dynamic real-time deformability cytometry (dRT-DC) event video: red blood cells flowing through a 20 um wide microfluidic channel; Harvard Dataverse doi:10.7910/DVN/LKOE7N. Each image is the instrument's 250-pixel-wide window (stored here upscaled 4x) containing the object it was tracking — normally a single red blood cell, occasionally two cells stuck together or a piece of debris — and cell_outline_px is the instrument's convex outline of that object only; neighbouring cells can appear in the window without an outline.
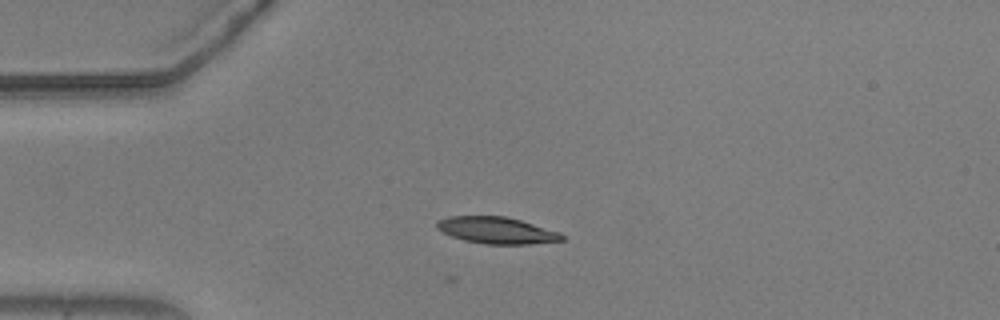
{"species": "common noctule bat (a hibernating species)", "species_latin": "Nyctalus noctula", "temperature_condition": "warm", "stored_images_in_passage": 32, "camera_frame_rate_fps": 3000, "um_per_image_px": 0.085, "animal": {"sex": "male", "body_mass_g": 20.5, "forearm_length_mm": 52.5}, "frame": {"image": 1, "passage_image": 1, "time_ms": 0.0, "image_size_px": [1000, 320], "cell_outline_px": [[564, 240], [528, 244], [484, 244], [464, 240], [452, 236], [436, 228], [436, 220], [448, 216], [504, 216], [520, 220], [560, 232], [564, 236]], "centroid_in_image_um": [42.19, 19.57], "position_along_channel_um": 42.8, "area_um2": 19.36}}
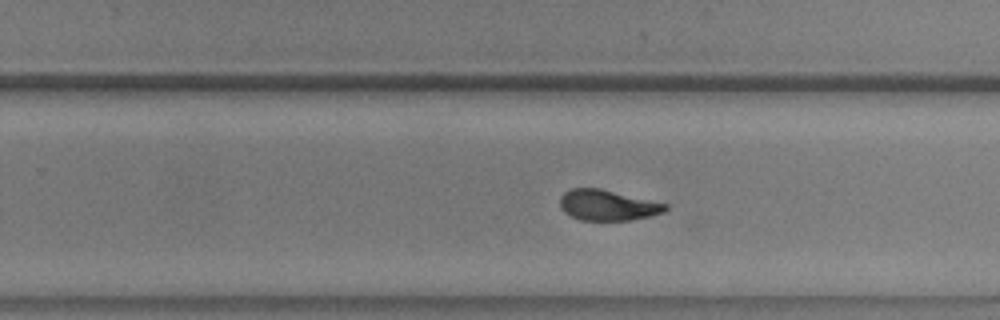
{"frame": {"image": 2, "passage_image": 22, "time_ms": 7.0, "image_size_px": [1000, 320], "cell_outline_px": [[668, 208], [664, 212], [632, 220], [580, 220], [564, 212], [560, 208], [560, 196], [564, 192], [572, 188], [600, 188], [668, 204]], "centroid_in_image_um": [51.63, 17.44], "position_along_channel_um": 278.2, "area_um2": 18.79}}
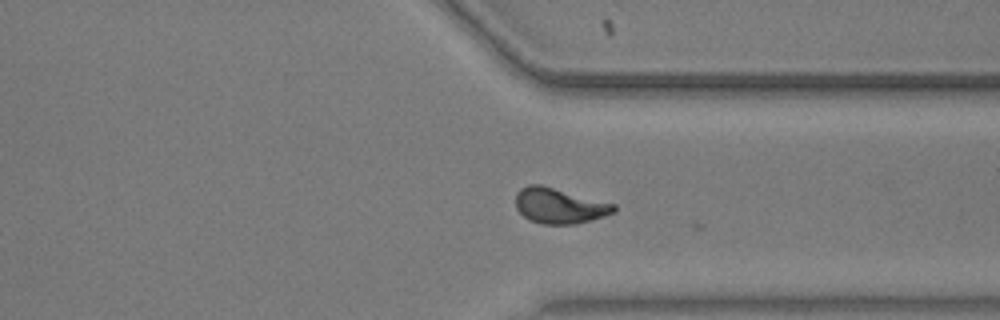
{"frame": {"image": 3, "passage_image": 29, "time_ms": 9.333, "image_size_px": [1000, 320], "cell_outline_px": [[616, 212], [592, 220], [576, 224], [540, 224], [528, 220], [516, 208], [516, 192], [520, 188], [528, 184], [540, 184], [616, 204]], "centroid_in_image_um": [47.54, 17.49], "position_along_channel_um": 363.9, "area_um2": 20.46}}